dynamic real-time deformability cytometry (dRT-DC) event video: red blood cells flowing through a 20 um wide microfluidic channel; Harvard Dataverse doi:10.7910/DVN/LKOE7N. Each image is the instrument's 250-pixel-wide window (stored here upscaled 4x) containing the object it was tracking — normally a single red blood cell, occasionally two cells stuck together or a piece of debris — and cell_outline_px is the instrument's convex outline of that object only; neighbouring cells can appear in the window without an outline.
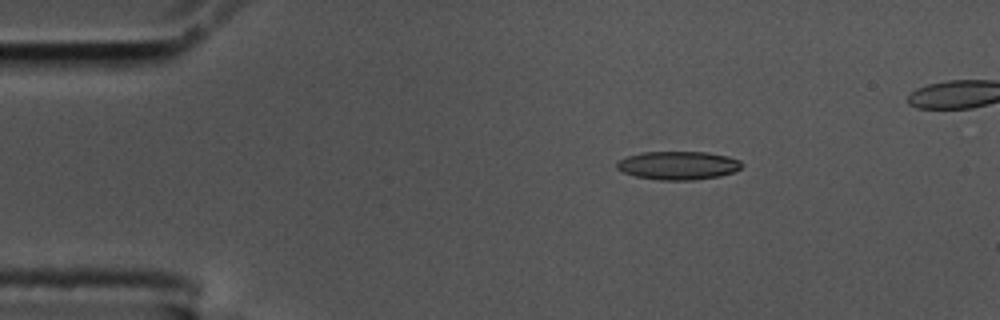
{"species": "common noctule bat (a hibernating species)", "species_latin": "Nyctalus noctula", "temperature_condition": "cold", "stored_images_in_passage": 45, "camera_frame_rate_fps": 3000, "um_per_image_px": 0.085, "animal": {"sex": "male", "body_mass_g": 17.5, "forearm_length_mm": 52.3}, "frame": {"image": 1, "passage_image": 1, "time_ms": 0.0, "image_size_px": [1000, 320], "cell_outline_px": [[744, 164], [740, 168], [732, 172], [720, 176], [692, 180], [660, 180], [636, 176], [624, 172], [616, 168], [616, 164], [620, 160], [628, 156], [644, 152], [704, 152], [728, 156], [740, 160]], "centroid_in_image_um": [57.66, 14.06], "position_along_channel_um": 27.3, "area_um2": 20.52}}
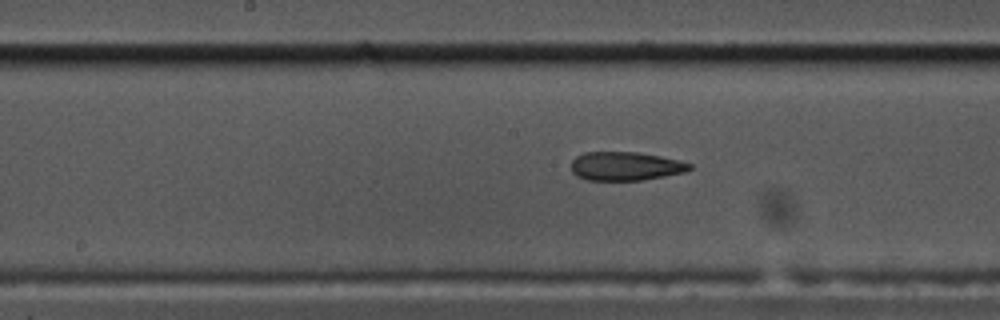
{"frame": {"image": 2, "passage_image": 20, "time_ms": 6.333, "image_size_px": [1000, 320], "cell_outline_px": [[692, 168], [684, 172], [664, 176], [640, 180], [588, 180], [576, 176], [572, 172], [572, 160], [576, 156], [584, 152], [636, 152], [660, 156], [680, 160], [692, 164]], "centroid_in_image_um": [53.16, 14.12], "position_along_channel_um": 195.0, "area_um2": 19.77}}
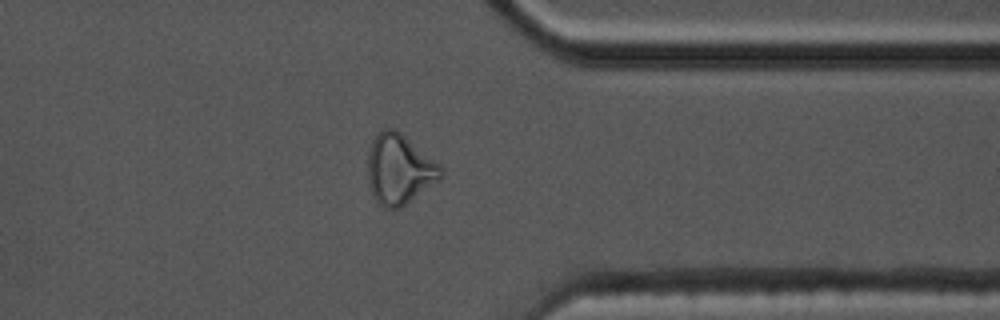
{"frame": {"image": 3, "passage_image": 36, "time_ms": 11.667, "image_size_px": [1000, 320], "cell_outline_px": [[444, 176], [440, 180], [400, 208], [384, 208], [376, 200], [368, 184], [368, 152], [372, 140], [384, 128], [392, 128], [400, 132], [440, 164], [444, 168]], "centroid_in_image_um": [33.96, 14.39], "position_along_channel_um": 377.4, "area_um2": 29.82}}